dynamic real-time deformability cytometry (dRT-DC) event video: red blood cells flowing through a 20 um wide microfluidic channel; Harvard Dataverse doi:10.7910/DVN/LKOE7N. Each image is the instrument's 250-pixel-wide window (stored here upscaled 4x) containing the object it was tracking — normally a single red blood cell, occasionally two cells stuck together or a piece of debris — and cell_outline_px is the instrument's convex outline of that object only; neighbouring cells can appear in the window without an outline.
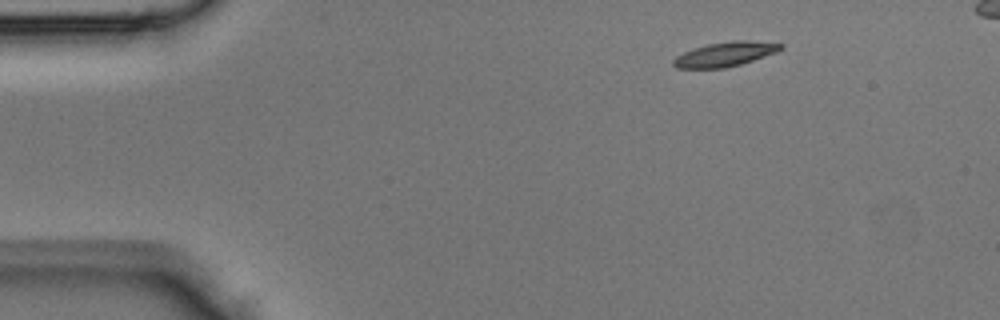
{"species": "Egyptian fruit bat (a non-hibernating species)", "species_latin": "Rousettus aegyptiacus", "temperature_condition": "room temperature", "stored_images_in_passage": 38, "camera_frame_rate_fps": 3000, "um_per_image_px": 0.085, "animal": {"sex": "male"}, "frame": {"image": 1, "passage_image": 1, "time_ms": 0.0, "image_size_px": [1000, 320], "cell_outline_px": [[784, 48], [776, 52], [740, 64], [724, 68], [676, 68], [672, 64], [672, 60], [676, 56], [692, 48], [708, 44], [732, 40], [748, 40], [784, 44]], "centroid_in_image_um": [61.61, 4.6], "position_along_channel_um": 23.4, "area_um2": 15.26}}
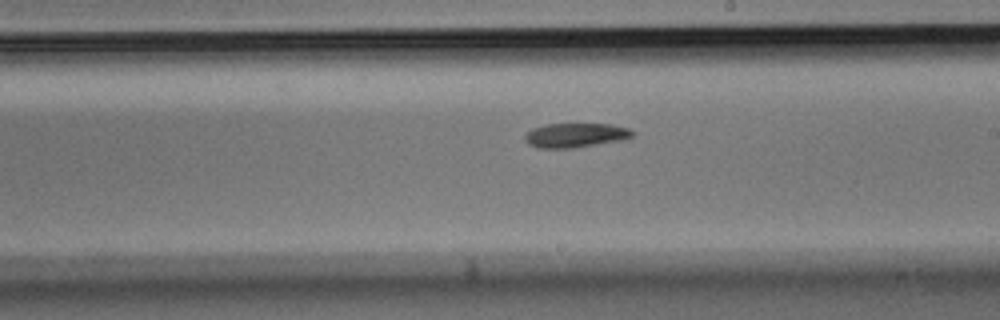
{"frame": {"image": 2, "passage_image": 20, "time_ms": 6.333, "image_size_px": [1000, 320], "cell_outline_px": [[632, 136], [620, 140], [572, 148], [536, 148], [528, 144], [524, 140], [524, 136], [532, 128], [544, 124], [608, 124], [628, 128], [632, 132]], "centroid_in_image_um": [48.82, 11.49], "position_along_channel_um": 240.2, "area_um2": 15.09}}
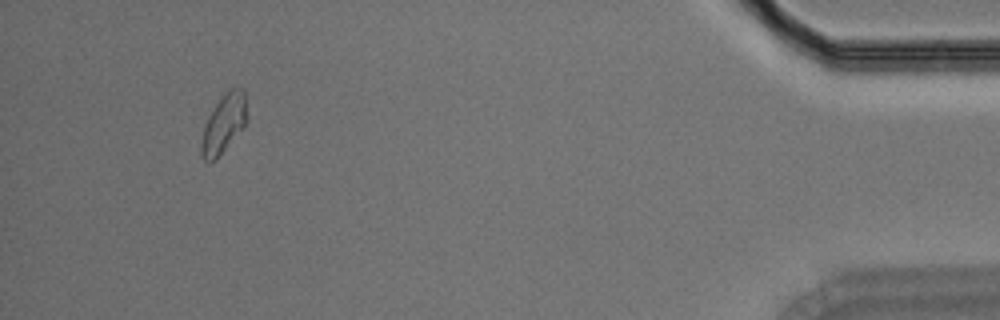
{"frame": {"image": 3, "passage_image": 36, "time_ms": 11.667, "image_size_px": [1000, 320], "cell_outline_px": [[248, 120], [216, 160], [208, 164], [204, 160], [200, 152], [200, 144], [204, 124], [208, 116], [216, 104], [228, 88], [244, 88]], "centroid_in_image_um": [19.0, 10.53], "position_along_channel_um": 416.2, "area_um2": 15.72}}